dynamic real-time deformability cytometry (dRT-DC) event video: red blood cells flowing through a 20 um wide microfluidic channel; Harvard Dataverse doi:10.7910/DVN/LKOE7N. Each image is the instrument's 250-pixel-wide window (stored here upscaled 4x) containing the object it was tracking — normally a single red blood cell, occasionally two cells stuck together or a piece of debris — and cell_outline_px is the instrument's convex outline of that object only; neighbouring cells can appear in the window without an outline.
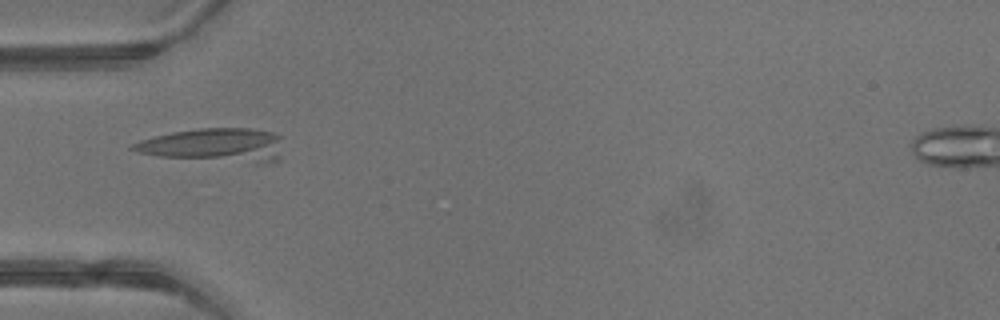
{"species": "common noctule bat (a hibernating species)", "species_latin": "Nyctalus noctula", "temperature_condition": "warm", "stored_images_in_passage": 2, "camera_frame_rate_fps": 3000, "um_per_image_px": 0.085, "animal": {"sex": "male", "body_mass_g": 13.3}, "frame": {"image": 1, "passage_image": 2, "time_ms": 0.333, "image_size_px": [1000, 320], "cell_outline_px": [[280, 160], [264, 164], [160, 156], [140, 152], [128, 148], [132, 144], [140, 140], [172, 132], [200, 128], [248, 128], [272, 132], [280, 136]], "centroid_in_image_um": [18.29, 12.34], "position_along_channel_um": 66.7, "area_um2": 29.36}}